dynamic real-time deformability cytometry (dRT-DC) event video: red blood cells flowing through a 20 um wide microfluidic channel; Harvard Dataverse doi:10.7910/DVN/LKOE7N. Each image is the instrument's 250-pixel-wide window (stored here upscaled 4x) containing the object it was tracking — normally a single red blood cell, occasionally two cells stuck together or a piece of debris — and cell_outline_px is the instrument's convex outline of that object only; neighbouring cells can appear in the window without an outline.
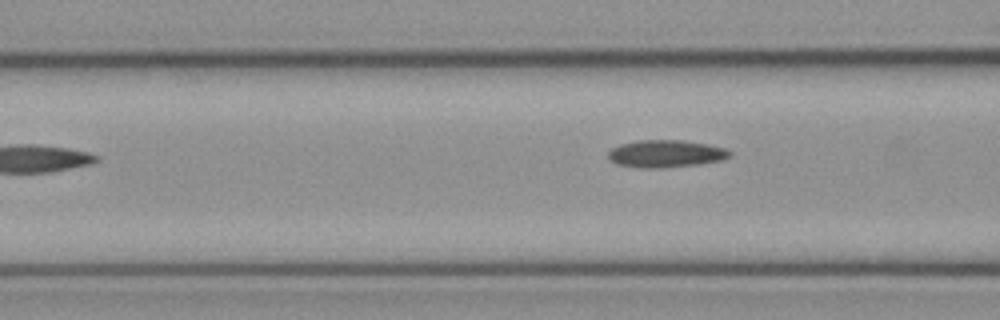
{"species": "common noctule bat (a hibernating species)", "species_latin": "Nyctalus noctula", "temperature_condition": "cold", "stored_images_in_passage": 5, "camera_frame_rate_fps": 3000, "um_per_image_px": 0.085, "animal": {"sex": "female", "body_mass_g": 21.9}, "frame": {"image": 1, "passage_image": 5, "time_ms": 1.333, "image_size_px": [1000, 320], "cell_outline_px": [[732, 156], [724, 160], [700, 164], [664, 168], [640, 168], [616, 164], [608, 156], [608, 152], [612, 148], [620, 144], [636, 140], [684, 140], [708, 144], [724, 148], [732, 152]], "centroid_in_image_um": [56.63, 13.07], "position_along_channel_um": 110.0, "area_um2": 19.65}}